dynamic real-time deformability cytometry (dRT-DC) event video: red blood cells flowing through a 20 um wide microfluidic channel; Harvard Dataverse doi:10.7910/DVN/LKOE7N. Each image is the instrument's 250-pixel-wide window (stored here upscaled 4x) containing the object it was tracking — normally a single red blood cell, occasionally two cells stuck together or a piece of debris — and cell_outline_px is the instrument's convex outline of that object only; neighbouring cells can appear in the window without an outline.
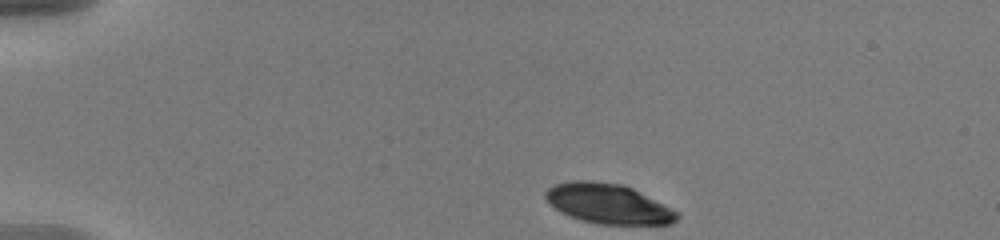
{"species": "human", "species_latin": "Homo sapiens", "temperature_condition": "warm", "stored_images_in_passage": 46, "camera_frame_rate_fps": 3000, "um_per_image_px": 0.085, "donor": {"sex": "male"}, "frame": {"image": 1, "passage_image": 1, "time_ms": 0.0, "image_size_px": [1000, 240], "cell_outline_px": [[680, 216], [672, 224], [596, 224], [580, 220], [560, 212], [544, 196], [544, 192], [548, 188], [556, 184], [568, 180], [592, 180], [620, 184], [632, 188], [680, 212]], "centroid_in_image_um": [51.7, 17.31], "position_along_channel_um": 33.3, "area_um2": 30.63}}
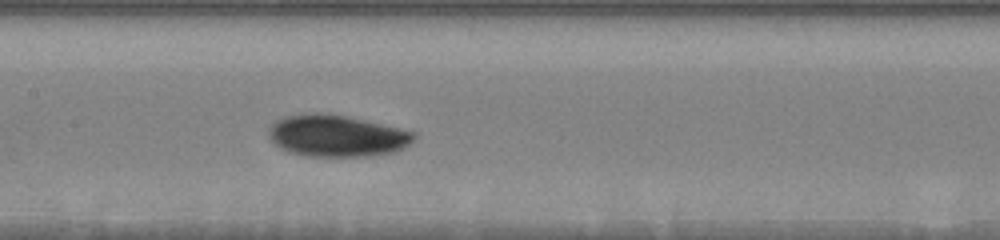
{"frame": {"image": 2, "passage_image": 19, "time_ms": 6.0, "image_size_px": [1000, 240], "cell_outline_px": [[416, 136], [408, 144], [392, 152], [368, 156], [308, 156], [288, 152], [280, 148], [268, 136], [268, 128], [276, 120], [284, 116], [304, 112], [320, 112], [344, 116], [364, 120], [416, 132]], "centroid_in_image_um": [28.56, 11.53], "position_along_channel_um": 178.8, "area_um2": 35.2}}
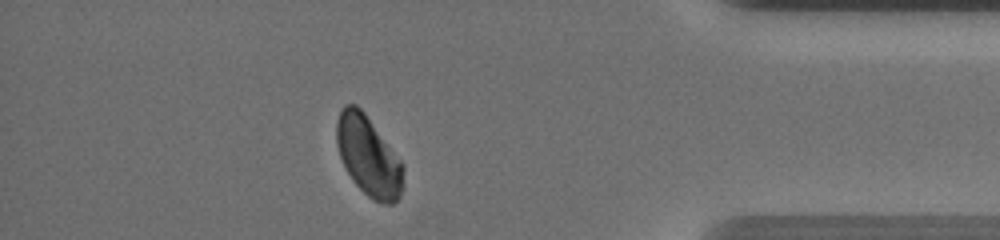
{"frame": {"image": 3, "passage_image": 40, "time_ms": 13.0, "image_size_px": [1000, 240], "cell_outline_px": [[404, 184], [400, 196], [392, 204], [384, 204], [372, 200], [352, 180], [340, 156], [336, 144], [336, 124], [340, 112], [344, 104], [356, 104], [364, 112], [404, 164]], "centroid_in_image_um": [31.34, 13.28], "position_along_channel_um": 403.9, "area_um2": 31.04}, "authors_computed_cell_mechanics": {"area_um2": 33.4084, "velocity_mm_per_s": 3.6126, "shape_relaxation_time_tau1_ms": 2.6077, "shape_relaxation_time_tau2_ms": null, "deformation_change_tau1": 0.0995, "deformation_change_tau2": null}}